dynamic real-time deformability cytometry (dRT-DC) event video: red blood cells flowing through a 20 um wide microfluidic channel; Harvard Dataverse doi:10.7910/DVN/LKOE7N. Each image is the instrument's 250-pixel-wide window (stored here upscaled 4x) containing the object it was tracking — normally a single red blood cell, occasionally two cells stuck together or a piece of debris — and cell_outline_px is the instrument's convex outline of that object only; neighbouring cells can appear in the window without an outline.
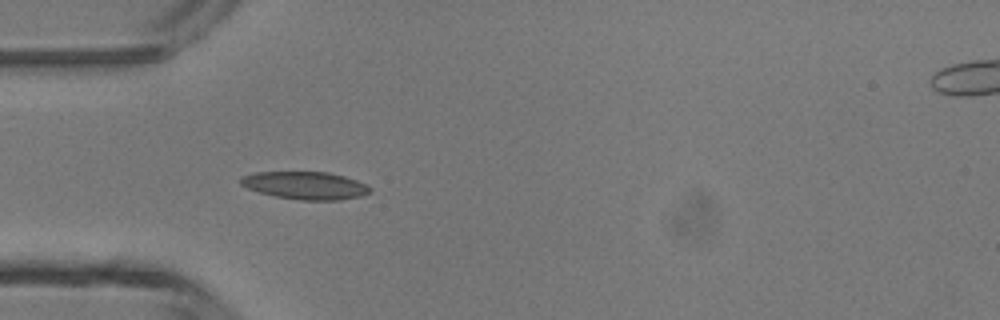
{"species": "common noctule bat (a hibernating species)", "species_latin": "Nyctalus noctula", "temperature_condition": "room temperature", "stored_images_in_passage": 4, "camera_frame_rate_fps": 3000, "um_per_image_px": 0.085, "animal": {"sex": "male", "body_mass_g": 13.3}, "frame": {"image": 1, "passage_image": 4, "time_ms": 3.667, "image_size_px": [1000, 320], "cell_outline_px": [[372, 188], [368, 192], [360, 196], [340, 200], [300, 200], [276, 196], [260, 192], [248, 188], [240, 184], [240, 176], [256, 172], [328, 172], [344, 176], [356, 180]], "centroid_in_image_um": [25.93, 15.76], "position_along_channel_um": 59.1, "area_um2": 20.69}}